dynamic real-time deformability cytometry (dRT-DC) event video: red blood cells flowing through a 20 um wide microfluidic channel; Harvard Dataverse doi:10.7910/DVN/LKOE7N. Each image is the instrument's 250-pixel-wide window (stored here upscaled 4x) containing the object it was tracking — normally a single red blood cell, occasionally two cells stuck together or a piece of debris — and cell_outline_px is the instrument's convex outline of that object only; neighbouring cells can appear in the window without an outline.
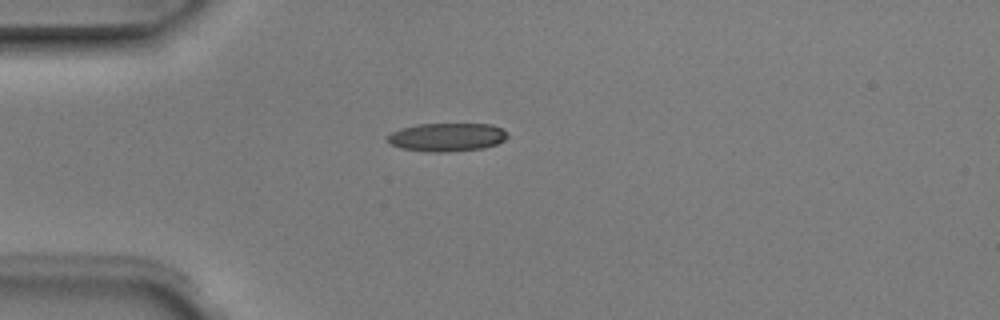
{"species": "Egyptian fruit bat (a non-hibernating species)", "species_latin": "Rousettus aegyptiacus", "temperature_condition": "room temperature", "stored_images_in_passage": 1, "camera_frame_rate_fps": 3000, "um_per_image_px": 0.085, "animal": {"sex": "male"}, "frame": {"image": 1, "passage_image": 1, "time_ms": 0.0, "image_size_px": [1000, 320], "cell_outline_px": [[508, 136], [504, 140], [496, 144], [484, 148], [448, 152], [428, 152], [400, 148], [388, 144], [388, 136], [392, 132], [400, 128], [416, 124], [492, 124], [508, 132]], "centroid_in_image_um": [37.97, 11.66], "position_along_channel_um": 47.0, "area_um2": 20.0}}